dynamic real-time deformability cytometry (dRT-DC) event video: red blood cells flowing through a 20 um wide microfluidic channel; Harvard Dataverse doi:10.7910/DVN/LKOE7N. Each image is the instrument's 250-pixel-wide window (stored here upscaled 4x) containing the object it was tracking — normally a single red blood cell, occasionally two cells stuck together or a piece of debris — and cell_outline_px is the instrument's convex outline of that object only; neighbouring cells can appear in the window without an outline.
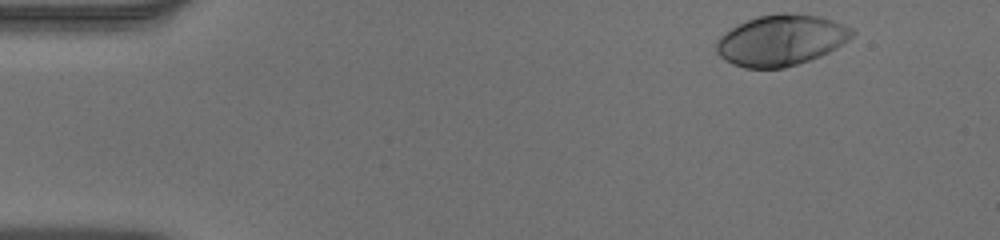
{"species": "human", "species_latin": "Homo sapiens", "temperature_condition": "warm", "stored_images_in_passage": 48, "camera_frame_rate_fps": 3000, "um_per_image_px": 0.085, "donor": {"sex": "male"}, "frame": {"image": 1, "passage_image": 1, "time_ms": 0.0, "image_size_px": [1000, 240], "cell_outline_px": [[856, 32], [848, 40], [836, 48], [820, 56], [784, 68], [744, 68], [732, 64], [724, 60], [716, 52], [716, 40], [724, 32], [736, 24], [756, 16], [780, 12], [788, 12], [820, 16], [832, 20], [852, 28]], "centroid_in_image_um": [66.35, 3.4], "position_along_channel_um": 18.6, "area_um2": 40.58}}
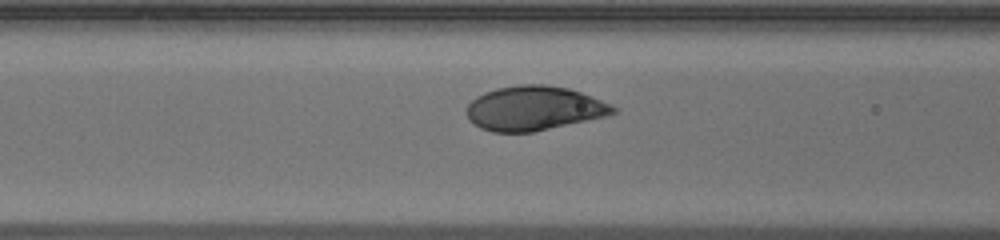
{"frame": {"image": 2, "passage_image": 17, "time_ms": 5.333, "image_size_px": [1000, 240], "cell_outline_px": [[616, 112], [604, 116], [532, 132], [492, 132], [480, 128], [468, 120], [468, 104], [476, 96], [484, 92], [496, 88], [520, 84], [544, 84], [568, 88], [580, 92], [612, 104], [616, 108]], "centroid_in_image_um": [45.36, 9.19], "position_along_channel_um": 121.2, "area_um2": 37.63}}
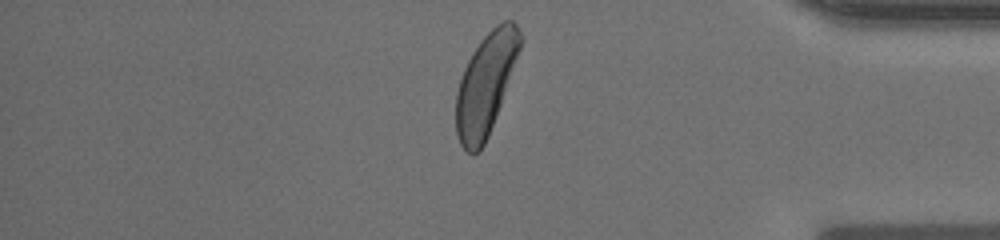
{"frame": {"image": 3, "passage_image": 40, "time_ms": 13.0, "image_size_px": [1000, 240], "cell_outline_px": [[524, 36], [520, 48], [500, 104], [488, 136], [484, 144], [476, 152], [468, 152], [460, 144], [456, 132], [456, 92], [464, 68], [472, 52], [480, 40], [496, 24], [504, 20], [512, 20], [516, 24]], "centroid_in_image_um": [41.28, 7.09], "position_along_channel_um": 393.9, "area_um2": 37.28}, "authors_computed_cell_mechanics": {"area_um2": 38.2925, "velocity_mm_per_s": 3.8807, "shape_relaxation_time_tau1_ms": 1.8593, "shape_relaxation_time_tau2_ms": null, "deformation_change_tau1": 0.156, "deformation_change_tau2": null}}